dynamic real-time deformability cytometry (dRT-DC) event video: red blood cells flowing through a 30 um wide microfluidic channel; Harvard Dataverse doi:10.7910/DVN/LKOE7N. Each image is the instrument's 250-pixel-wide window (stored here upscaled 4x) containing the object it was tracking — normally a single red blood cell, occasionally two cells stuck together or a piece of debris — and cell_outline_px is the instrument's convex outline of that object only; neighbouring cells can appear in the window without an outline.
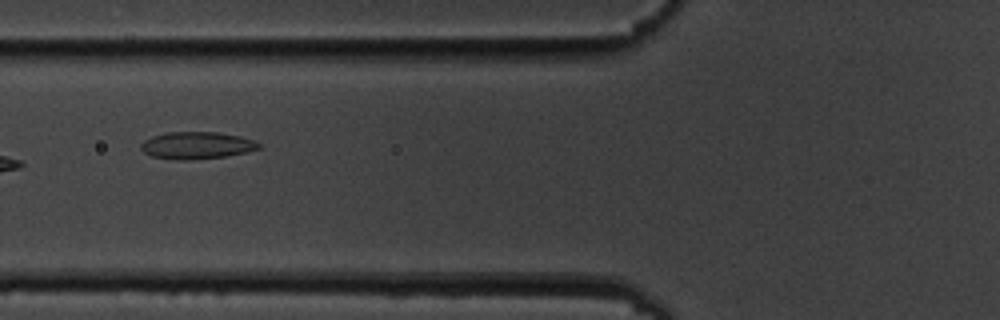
{"species": "common noctule bat (a hibernating species)", "species_latin": "Nyctalus noctula", "temperature_condition": "cold", "stored_images_in_passage": 17, "camera_frame_rate_fps": 3000, "um_per_image_px": 0.085, "animal": {"sex": "male", "body_mass_g": 19.5, "forearm_length_mm": 54.6}, "frame": {"image": 1, "passage_image": 8, "time_ms": 8.667, "image_size_px": [1000, 320], "cell_outline_px": [[260, 148], [244, 152], [224, 156], [188, 160], [180, 160], [152, 156], [144, 152], [140, 148], [140, 144], [144, 140], [152, 136], [164, 132], [216, 132], [240, 136], [256, 140], [260, 144]], "centroid_in_image_um": [16.7, 12.34], "position_along_channel_um": 109.1, "area_um2": 18.55}}
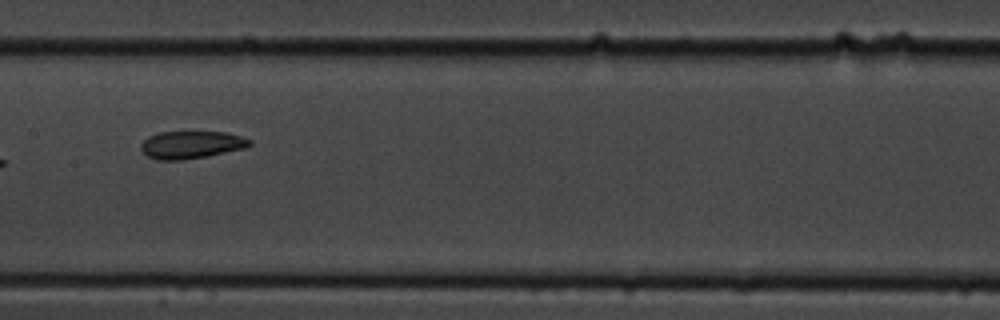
{"frame": {"image": 2, "passage_image": 10, "time_ms": 11.0, "image_size_px": [1000, 320], "cell_outline_px": [[252, 144], [248, 148], [208, 156], [180, 160], [156, 160], [148, 156], [140, 148], [140, 144], [148, 136], [160, 132], [228, 132], [252, 140]], "centroid_in_image_um": [16.29, 12.31], "position_along_channel_um": 191.1, "area_um2": 17.63}}
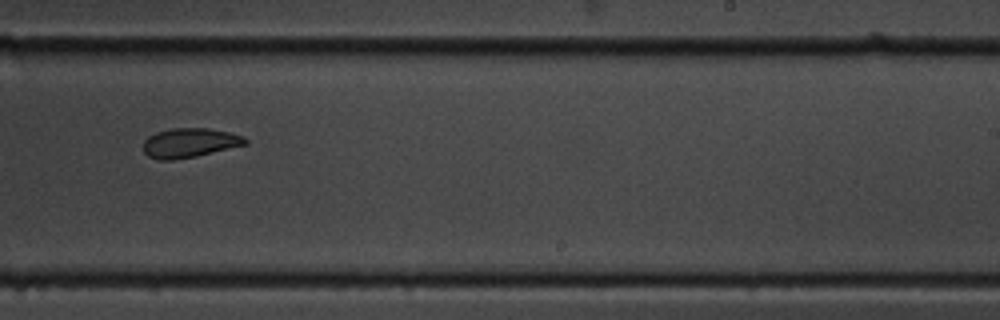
{"frame": {"image": 3, "passage_image": 12, "time_ms": 13.333, "image_size_px": [1000, 320], "cell_outline_px": [[248, 144], [196, 156], [172, 160], [160, 160], [148, 156], [144, 152], [144, 140], [148, 136], [156, 132], [172, 128], [208, 128], [228, 132], [244, 136], [248, 140]], "centroid_in_image_um": [16.12, 12.13], "position_along_channel_um": 272.9, "area_um2": 17.46}, "authors_computed_cell_mechanics": {"area_um2": 18.6116, "velocity_mm_per_s": 3.5203, "shape_relaxation_time_tau1_ms": 5.8096, "shape_relaxation_time_tau2_ms": 3.036, "deformation_change_tau1": 0.1355, "deformation_change_tau2": 0.0903}}